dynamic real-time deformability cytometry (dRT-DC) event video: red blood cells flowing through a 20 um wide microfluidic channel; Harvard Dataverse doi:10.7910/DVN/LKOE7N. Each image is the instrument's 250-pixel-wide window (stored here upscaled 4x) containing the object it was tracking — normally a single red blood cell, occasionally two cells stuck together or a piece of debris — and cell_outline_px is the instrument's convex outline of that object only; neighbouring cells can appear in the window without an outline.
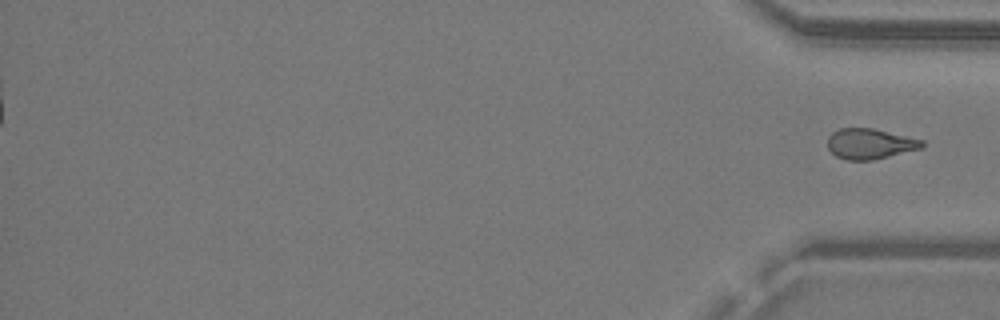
{"species": "common noctule bat (a hibernating species)", "species_latin": "Nyctalus noctula", "temperature_condition": "warm", "stored_images_in_passage": 41, "segment_of_instrument_passage": [2, 2], "camera_frame_rate_fps": 3000, "um_per_image_px": 0.085, "animal": {"sex": "male", "body_mass_g": 19.2, "forearm_length_mm": 51.8}, "frame": {"image": 1, "passage_image": 41, "time_ms": 13.333, "image_size_px": [1000, 320], "cell_outline_px": [[924, 144], [920, 148], [872, 160], [844, 160], [836, 156], [828, 148], [828, 136], [832, 132], [840, 128], [872, 128], [924, 140]], "centroid_in_image_um": [73.91, 12.22], "position_along_channel_um": 361.3, "area_um2": 16.59}}